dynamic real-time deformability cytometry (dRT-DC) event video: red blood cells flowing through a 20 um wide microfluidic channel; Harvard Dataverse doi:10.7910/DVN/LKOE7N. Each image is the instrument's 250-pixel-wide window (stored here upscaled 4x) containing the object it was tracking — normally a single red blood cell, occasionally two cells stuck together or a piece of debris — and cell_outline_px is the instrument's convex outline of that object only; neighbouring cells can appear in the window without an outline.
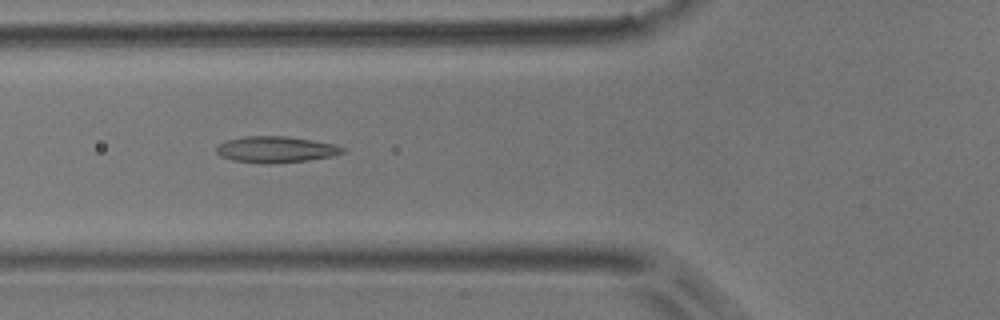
{"species": "common noctule bat (a hibernating species)", "species_latin": "Nyctalus noctula", "temperature_condition": "room temperature", "stored_images_in_passage": 7, "camera_frame_rate_fps": 3000, "um_per_image_px": 0.085, "animal": {"sex": "male", "body_mass_g": 17.9}, "frame": {"image": 1, "passage_image": 3, "time_ms": 2.333, "image_size_px": [1000, 320], "cell_outline_px": [[344, 152], [332, 156], [308, 160], [272, 164], [232, 160], [220, 156], [216, 152], [216, 148], [220, 144], [228, 140], [244, 136], [284, 136], [312, 140], [332, 144], [344, 148]], "centroid_in_image_um": [23.42, 12.71], "position_along_channel_um": 102.4, "area_um2": 19.07}}
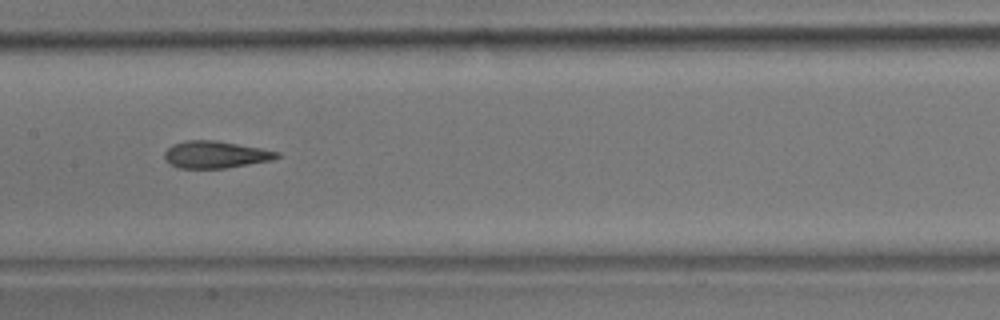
{"frame": {"image": 2, "passage_image": 5, "time_ms": 4.667, "image_size_px": [1000, 320], "cell_outline_px": [[280, 156], [272, 160], [228, 168], [180, 168], [172, 164], [164, 156], [164, 152], [172, 144], [188, 140], [216, 140], [260, 148], [280, 152]], "centroid_in_image_um": [18.34, 13.13], "position_along_channel_um": 189.1, "area_um2": 17.63}}
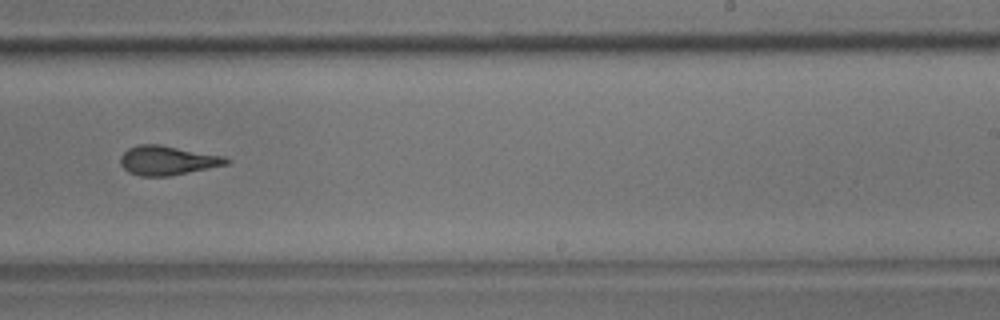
{"frame": {"image": 3, "passage_image": 7, "time_ms": 7.0, "image_size_px": [1000, 320], "cell_outline_px": [[232, 160], [228, 164], [168, 176], [140, 176], [128, 172], [120, 164], [120, 156], [128, 148], [140, 144], [160, 144], [224, 156]], "centroid_in_image_um": [14.22, 13.63], "position_along_channel_um": 274.8, "area_um2": 18.03}}